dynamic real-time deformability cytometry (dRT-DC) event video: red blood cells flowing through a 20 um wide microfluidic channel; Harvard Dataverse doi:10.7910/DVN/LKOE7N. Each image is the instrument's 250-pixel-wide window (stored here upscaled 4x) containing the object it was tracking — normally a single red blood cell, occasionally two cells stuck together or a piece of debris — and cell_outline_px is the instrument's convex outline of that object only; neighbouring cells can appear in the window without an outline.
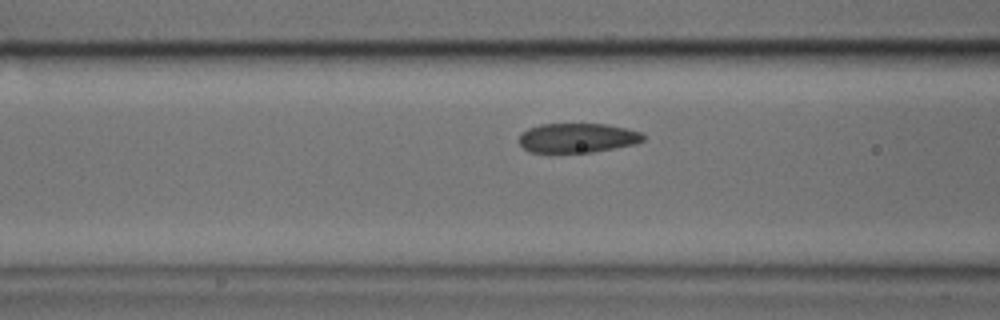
{"species": "common noctule bat (a hibernating species)", "species_latin": "Nyctalus noctula", "temperature_condition": "cold", "stored_images_in_passage": 34, "camera_frame_rate_fps": 3000, "um_per_image_px": 0.085, "animal": {"sex": "male", "body_mass_g": 17.9, "forearm_length_mm": 54.2}, "frame": {"image": 1, "passage_image": 4, "time_ms": 1.0, "image_size_px": [1000, 320], "cell_outline_px": [[644, 140], [636, 144], [592, 152], [528, 152], [520, 144], [520, 132], [528, 128], [540, 124], [608, 124], [640, 132], [644, 136]], "centroid_in_image_um": [49.06, 11.72], "position_along_channel_um": 117.5, "area_um2": 21.27}}
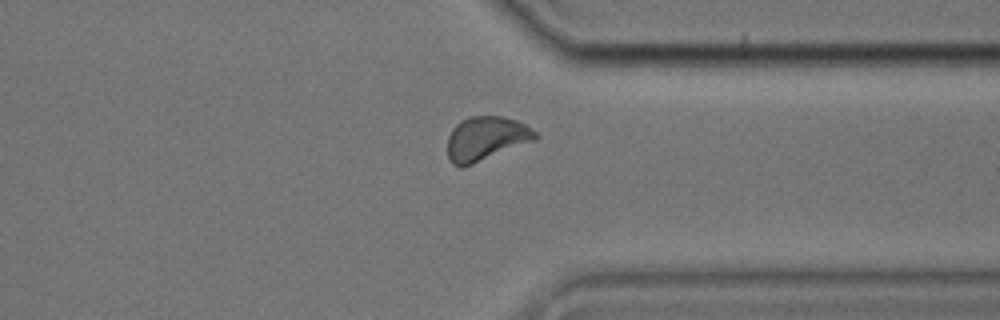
{"frame": {"image": 2, "passage_image": 23, "time_ms": 7.333, "image_size_px": [1000, 320], "cell_outline_px": [[540, 136], [536, 140], [464, 168], [460, 168], [452, 164], [448, 160], [448, 136], [452, 128], [460, 120], [468, 116], [504, 116], [516, 120], [532, 128]], "centroid_in_image_um": [41.3, 11.79], "position_along_channel_um": 370.1, "area_um2": 23.06}}
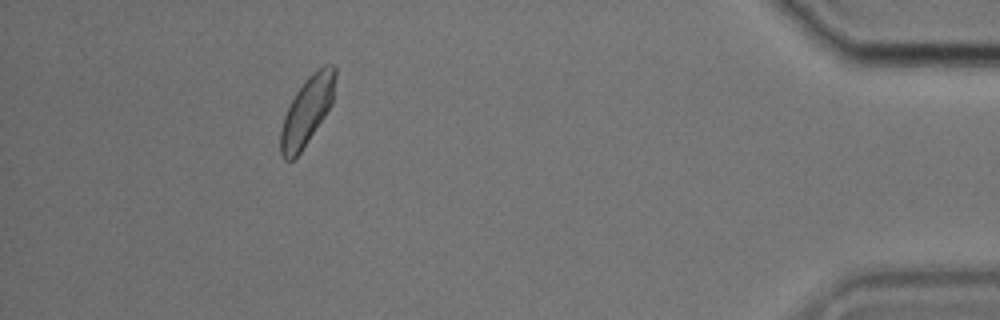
{"frame": {"image": 3, "passage_image": 30, "time_ms": 9.667, "image_size_px": [1000, 320], "cell_outline_px": [[336, 76], [332, 104], [300, 152], [292, 160], [284, 160], [280, 152], [280, 132], [284, 116], [296, 92], [304, 80], [312, 72], [324, 64], [332, 64], [336, 68]], "centroid_in_image_um": [26.1, 9.38], "position_along_channel_um": 409.1, "area_um2": 21.5}}